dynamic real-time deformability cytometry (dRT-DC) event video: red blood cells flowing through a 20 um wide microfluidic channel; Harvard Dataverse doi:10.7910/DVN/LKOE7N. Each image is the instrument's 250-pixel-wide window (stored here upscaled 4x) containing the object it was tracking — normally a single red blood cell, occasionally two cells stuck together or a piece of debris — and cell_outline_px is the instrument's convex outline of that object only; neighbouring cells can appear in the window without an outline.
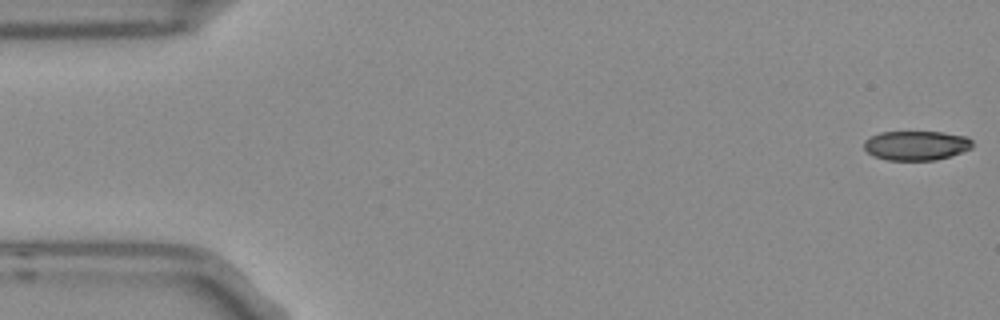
{"species": "Egyptian fruit bat (a non-hibernating species)", "species_latin": "Rousettus aegyptiacus", "temperature_condition": "room temperature", "stored_images_in_passage": 5, "camera_frame_rate_fps": 3000, "um_per_image_px": 0.085, "frame": {"image": 1, "passage_image": 1, "time_ms": 0.0, "image_size_px": [1000, 320], "cell_outline_px": [[972, 148], [936, 160], [888, 160], [872, 156], [864, 148], [864, 140], [880, 132], [940, 132], [968, 136], [972, 140]], "centroid_in_image_um": [77.87, 12.36], "position_along_channel_um": 7.1, "area_um2": 18.55}}
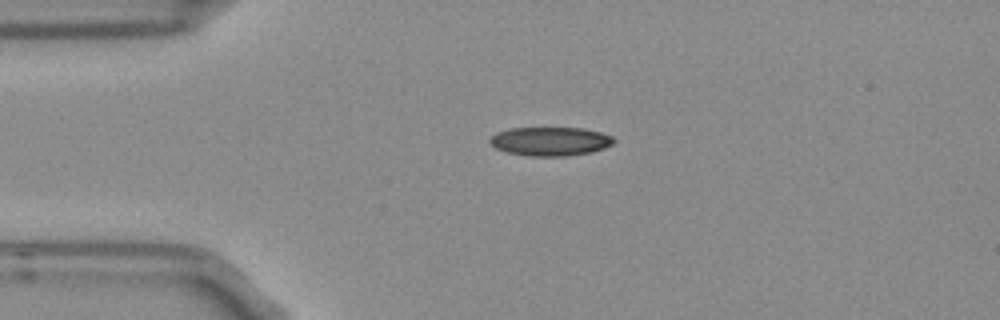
{"frame": {"image": 2, "passage_image": 4, "time_ms": 1.0, "image_size_px": [1000, 320], "cell_outline_px": [[616, 140], [612, 144], [604, 148], [592, 152], [564, 156], [528, 156], [508, 152], [496, 148], [488, 140], [496, 132], [508, 128], [584, 128], [600, 132], [612, 136]], "centroid_in_image_um": [46.78, 12.01], "position_along_channel_um": 38.2, "area_um2": 20.81}}